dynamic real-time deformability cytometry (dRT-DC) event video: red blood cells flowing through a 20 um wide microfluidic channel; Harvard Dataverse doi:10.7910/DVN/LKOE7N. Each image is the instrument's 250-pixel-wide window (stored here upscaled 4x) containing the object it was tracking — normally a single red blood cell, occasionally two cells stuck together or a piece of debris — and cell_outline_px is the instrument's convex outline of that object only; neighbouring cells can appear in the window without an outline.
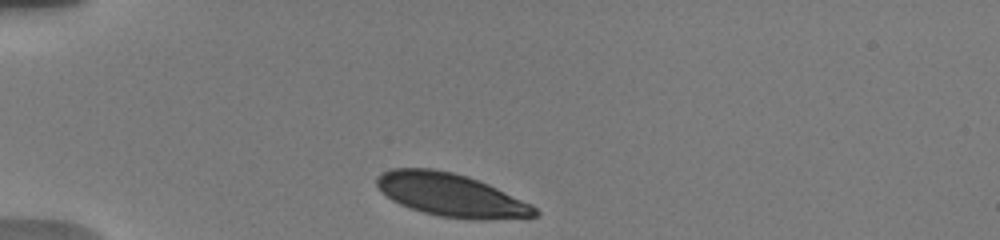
{"species": "human", "species_latin": "Homo sapiens", "temperature_condition": "warm", "stored_images_in_passage": 7, "camera_frame_rate_fps": 3000, "um_per_image_px": 0.085, "donor": {"sex": "male"}, "frame": {"image": 1, "passage_image": 1, "time_ms": 0.0, "image_size_px": [1000, 240], "cell_outline_px": [[540, 212], [536, 216], [488, 220], [472, 220], [440, 216], [424, 212], [400, 204], [392, 200], [380, 192], [376, 184], [376, 176], [392, 168], [432, 168], [452, 172], [468, 176], [488, 184], [532, 204]], "centroid_in_image_um": [38.33, 16.57], "position_along_channel_um": 46.7, "area_um2": 39.71}}